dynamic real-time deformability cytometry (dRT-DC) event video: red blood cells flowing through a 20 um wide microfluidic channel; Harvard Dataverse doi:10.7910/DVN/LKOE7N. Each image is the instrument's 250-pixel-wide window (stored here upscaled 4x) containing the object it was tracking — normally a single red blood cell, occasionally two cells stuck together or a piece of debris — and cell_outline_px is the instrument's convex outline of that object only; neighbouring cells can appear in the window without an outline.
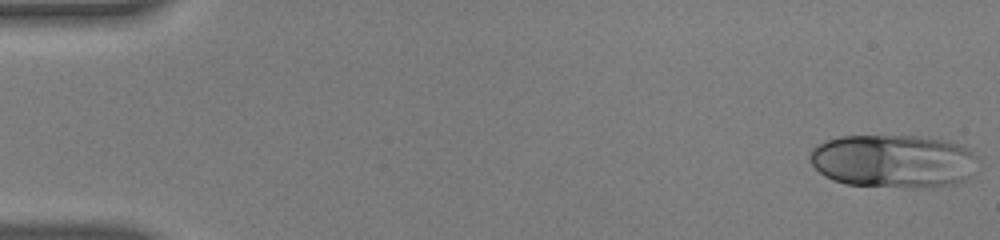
{"species": "human", "species_latin": "Homo sapiens", "temperature_condition": "warm", "stored_images_in_passage": 53, "camera_frame_rate_fps": 3000, "um_per_image_px": 0.085, "donor": {"sex": "male"}, "frame": {"image": 1, "passage_image": 1, "time_ms": 0.0, "image_size_px": [1000, 240], "cell_outline_px": [[976, 156], [972, 176], [956, 184], [920, 188], [912, 188], [844, 184], [832, 180], [824, 176], [812, 164], [808, 156], [812, 148], [816, 144], [824, 140], [840, 136], [920, 136], [948, 140], [960, 144], [972, 152]], "centroid_in_image_um": [75.91, 13.69], "position_along_channel_um": 9.1, "area_um2": 52.77}}
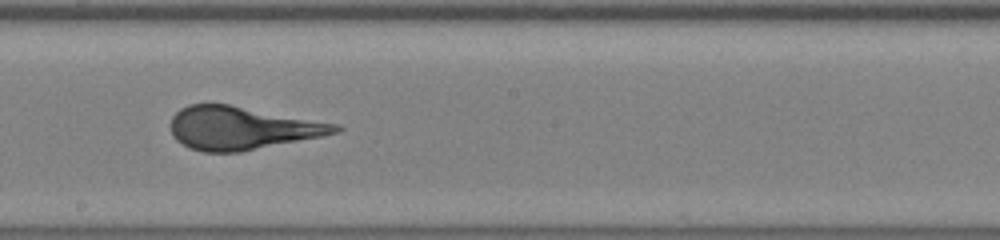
{"frame": {"image": 2, "passage_image": 30, "time_ms": 9.667, "image_size_px": [1000, 240], "cell_outline_px": [[344, 128], [340, 132], [240, 152], [204, 152], [188, 148], [176, 140], [172, 136], [172, 116], [180, 108], [188, 104], [208, 100], [340, 124]], "centroid_in_image_um": [20.51, 10.85], "position_along_channel_um": 227.7, "area_um2": 41.91}}
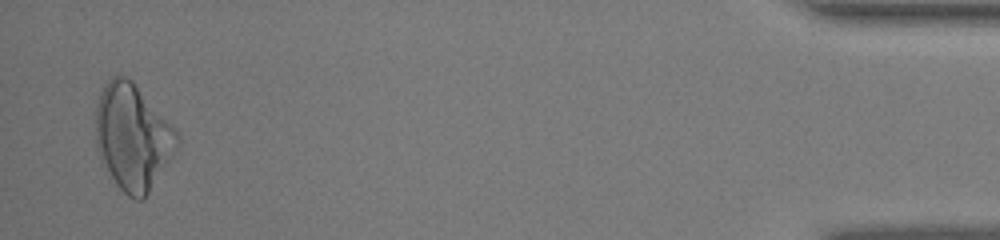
{"frame": {"image": 3, "passage_image": 52, "time_ms": 17.0, "image_size_px": [1000, 240], "cell_outline_px": [[180, 144], [148, 192], [140, 200], [136, 200], [128, 196], [116, 184], [96, 148], [96, 104], [100, 92], [104, 84], [112, 76], [124, 76], [132, 80], [180, 136]], "centroid_in_image_um": [11.26, 11.62], "position_along_channel_um": 423.9, "area_um2": 49.3}}